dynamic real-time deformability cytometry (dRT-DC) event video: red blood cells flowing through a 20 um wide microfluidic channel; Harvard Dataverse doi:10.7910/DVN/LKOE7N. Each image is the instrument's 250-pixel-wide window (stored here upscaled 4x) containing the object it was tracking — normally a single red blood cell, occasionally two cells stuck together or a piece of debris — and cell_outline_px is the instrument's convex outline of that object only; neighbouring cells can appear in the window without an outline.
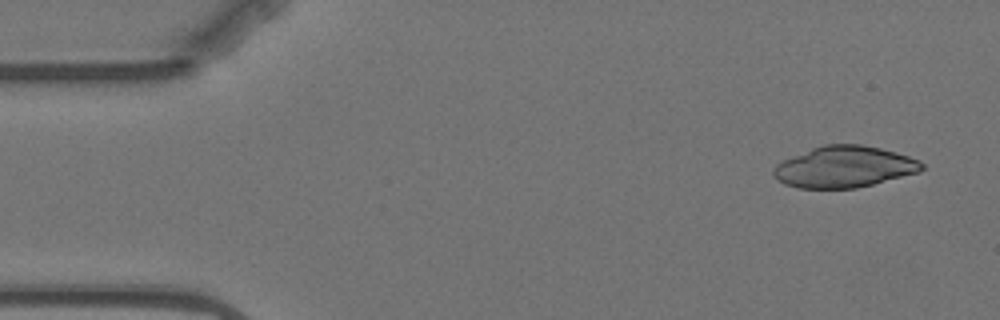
{"species": "Egyptian fruit bat (a non-hibernating species)", "species_latin": "Rousettus aegyptiacus", "temperature_condition": "warm", "stored_images_in_passage": 4, "camera_frame_rate_fps": 3000, "um_per_image_px": 0.085, "animal": {"sex": "female"}, "frame": {"image": 1, "passage_image": 1, "time_ms": 0.0, "image_size_px": [1000, 320], "cell_outline_px": [[924, 168], [920, 172], [856, 188], [796, 188], [784, 184], [772, 176], [772, 168], [776, 164], [792, 156], [812, 148], [824, 144], [860, 144], [880, 148], [896, 152], [920, 160], [924, 164]], "centroid_in_image_um": [71.75, 14.18], "position_along_channel_um": 13.3, "area_um2": 35.84}}